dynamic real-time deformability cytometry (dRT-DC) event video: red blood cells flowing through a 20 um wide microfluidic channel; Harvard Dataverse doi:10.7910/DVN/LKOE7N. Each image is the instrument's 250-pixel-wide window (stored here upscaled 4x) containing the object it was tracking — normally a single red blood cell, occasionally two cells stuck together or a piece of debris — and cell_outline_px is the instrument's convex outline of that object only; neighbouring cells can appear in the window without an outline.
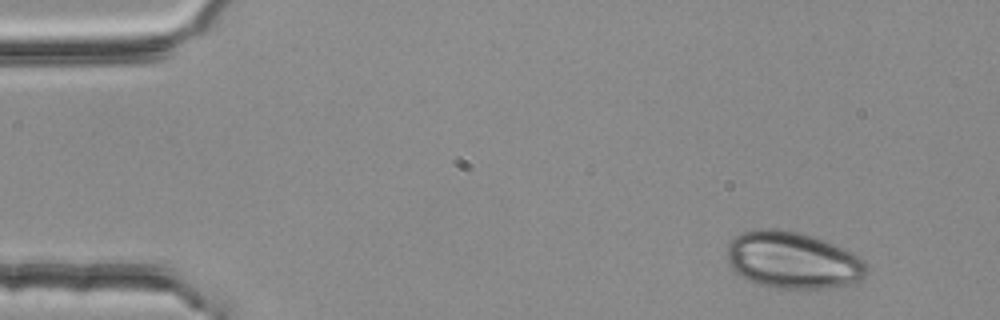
{"species": "common noctule bat (a hibernating species)", "species_latin": "Nyctalus noctula", "temperature_condition": "room temperature", "stored_images_in_passage": 3, "camera_frame_rate_fps": 3000, "um_per_image_px": 0.085, "animal": {"sex": "female", "body_mass_g": 25.1}, "frame": {"image": 1, "passage_image": 1, "time_ms": 0.0, "image_size_px": [1000, 320], "cell_outline_px": [[868, 272], [860, 280], [828, 288], [772, 288], [756, 284], [740, 276], [728, 264], [728, 244], [740, 232], [756, 228], [776, 228], [800, 232], [824, 240], [852, 252], [864, 260], [868, 268]], "centroid_in_image_um": [67.36, 22.1], "position_along_channel_um": 17.6, "area_um2": 46.41}}